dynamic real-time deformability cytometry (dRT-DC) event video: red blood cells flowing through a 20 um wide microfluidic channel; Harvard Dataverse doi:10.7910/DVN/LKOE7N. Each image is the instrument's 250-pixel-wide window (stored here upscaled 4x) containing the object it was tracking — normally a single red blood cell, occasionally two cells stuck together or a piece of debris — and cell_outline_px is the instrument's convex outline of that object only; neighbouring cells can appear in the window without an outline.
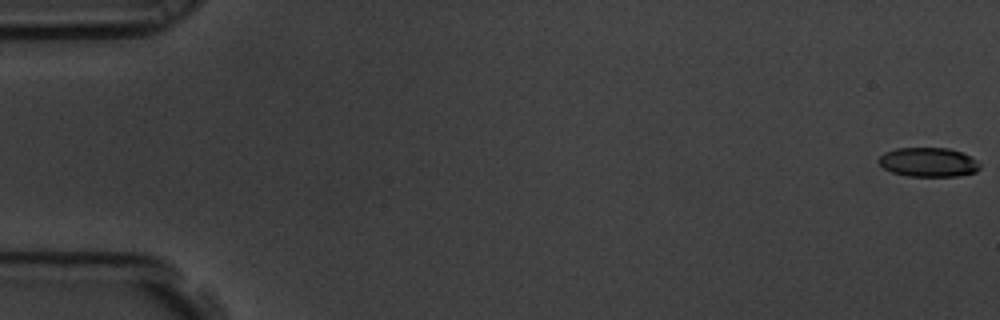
{"species": "common noctule bat (a hibernating species)", "species_latin": "Nyctalus noctula", "temperature_condition": "room temperature", "stored_images_in_passage": 58, "camera_frame_rate_fps": 3000, "um_per_image_px": 0.085, "animal": {"sex": "male", "body_mass_g": 19.5, "forearm_length_mm": 54.6}, "frame": {"image": 1, "passage_image": 1, "time_ms": 0.0, "image_size_px": [1000, 320], "cell_outline_px": [[980, 168], [976, 172], [956, 176], [908, 176], [892, 172], [884, 168], [876, 160], [884, 152], [896, 148], [948, 148], [960, 152], [976, 160], [980, 164]], "centroid_in_image_um": [78.88, 13.78], "position_along_channel_um": 6.1, "area_um2": 17.17}}
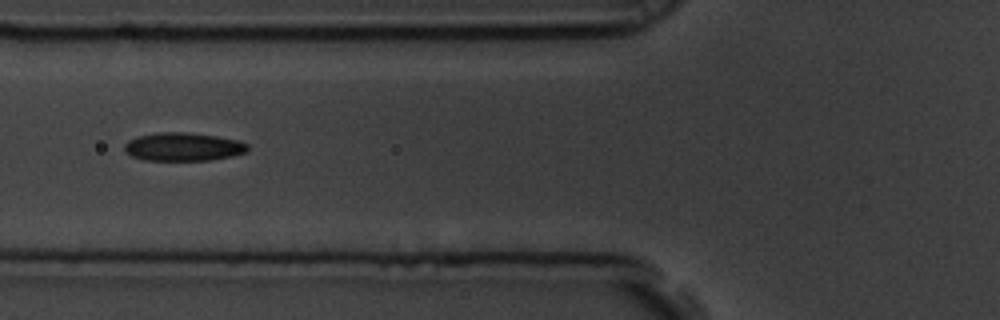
{"frame": {"image": 2, "passage_image": 23, "time_ms": 7.333, "image_size_px": [1000, 320], "cell_outline_px": [[248, 148], [244, 152], [232, 156], [208, 160], [144, 160], [132, 156], [124, 152], [124, 144], [128, 140], [136, 136], [156, 132], [192, 132], [240, 140], [248, 144]], "centroid_in_image_um": [15.53, 12.46], "position_along_channel_um": 110.3, "area_um2": 20.52}}
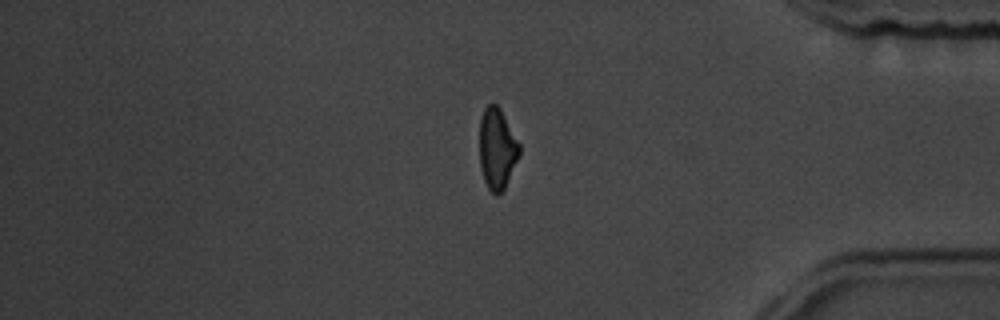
{"frame": {"image": 3, "passage_image": 49, "time_ms": 16.0, "image_size_px": [1000, 320], "cell_outline_px": [[520, 152], [504, 188], [496, 196], [488, 188], [484, 180], [480, 168], [480, 116], [484, 108], [488, 104], [496, 104], [500, 108], [520, 144]], "centroid_in_image_um": [42.23, 12.61], "position_along_channel_um": 393.0, "area_um2": 18.61}, "authors_computed_cell_mechanics": {"area_um2": 19.4786, "velocity_mm_per_s": 3.5572, "shape_relaxation_time_tau1_ms": 3.5219, "shape_relaxation_time_tau2_ms": 2.7245, "deformation_change_tau1": 0.1502, "deformation_change_tau2": 0.0971}}